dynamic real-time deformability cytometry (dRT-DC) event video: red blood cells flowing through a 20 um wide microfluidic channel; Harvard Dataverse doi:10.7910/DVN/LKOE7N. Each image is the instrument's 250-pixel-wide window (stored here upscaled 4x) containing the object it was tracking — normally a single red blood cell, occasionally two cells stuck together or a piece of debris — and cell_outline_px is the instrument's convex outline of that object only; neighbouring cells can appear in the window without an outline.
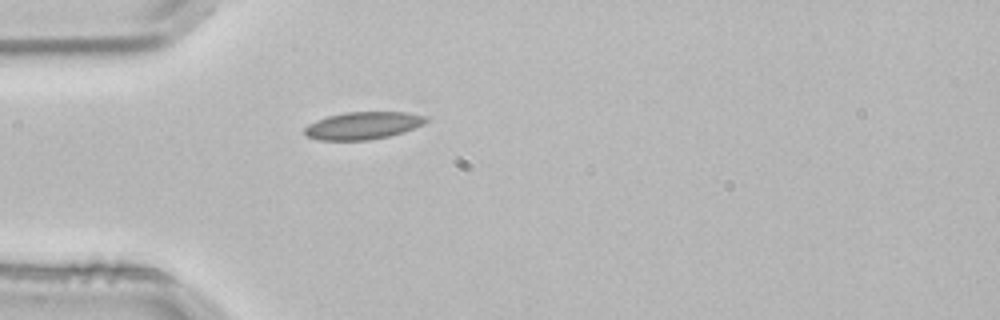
{"species": "common noctule bat (a hibernating species)", "species_latin": "Nyctalus noctula", "temperature_condition": "room temperature", "stored_images_in_passage": 1, "camera_frame_rate_fps": 3000, "um_per_image_px": 0.085, "animal": {"sex": "male", "body_mass_g": 21.5, "forearm_length_mm": 52.0}, "frame": {"image": 1, "passage_image": 1, "time_ms": 0.0, "image_size_px": [1000, 320], "cell_outline_px": [[428, 120], [424, 124], [404, 132], [388, 136], [368, 140], [320, 140], [304, 136], [304, 128], [308, 124], [316, 120], [328, 116], [344, 112], [408, 112], [428, 116]], "centroid_in_image_um": [30.86, 10.67], "position_along_channel_um": 54.1, "area_um2": 19.59}}